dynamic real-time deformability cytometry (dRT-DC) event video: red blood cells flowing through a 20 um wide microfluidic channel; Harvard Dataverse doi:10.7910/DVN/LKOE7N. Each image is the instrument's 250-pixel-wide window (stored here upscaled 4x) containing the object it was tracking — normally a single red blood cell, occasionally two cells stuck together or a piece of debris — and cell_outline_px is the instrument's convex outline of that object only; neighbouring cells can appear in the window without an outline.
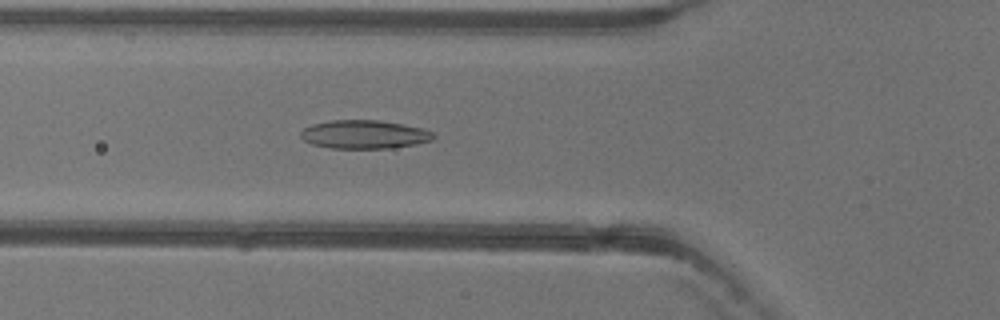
{"species": "common noctule bat (a hibernating species)", "species_latin": "Nyctalus noctula", "temperature_condition": "warm", "stored_images_in_passage": 50, "camera_frame_rate_fps": 3000, "um_per_image_px": 0.085, "animal": {"sex": "female"}, "frame": {"image": 1, "passage_image": 17, "time_ms": 5.333, "image_size_px": [1000, 320], "cell_outline_px": [[436, 136], [432, 140], [416, 144], [392, 148], [332, 148], [312, 144], [304, 140], [300, 136], [300, 132], [304, 128], [312, 124], [332, 120], [380, 120], [404, 124], [424, 128], [432, 132]], "centroid_in_image_um": [30.99, 11.42], "position_along_channel_um": 94.8, "area_um2": 22.14}}
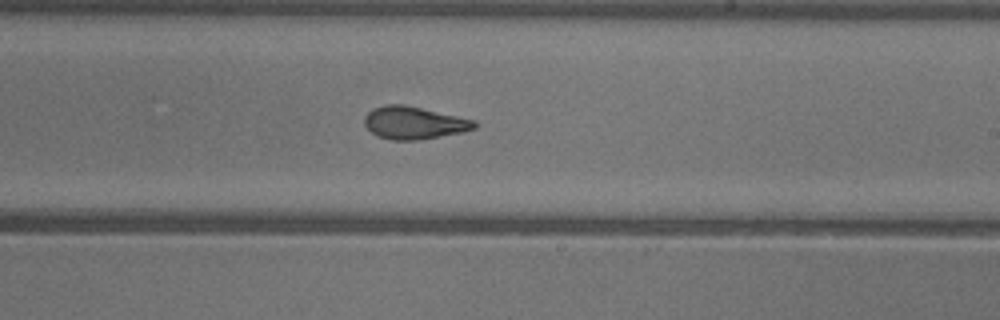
{"frame": {"image": 2, "passage_image": 29, "time_ms": 9.333, "image_size_px": [1000, 320], "cell_outline_px": [[476, 128], [464, 132], [420, 140], [392, 140], [376, 136], [364, 124], [364, 116], [372, 108], [384, 104], [404, 104], [476, 120]], "centroid_in_image_um": [35.18, 10.44], "position_along_channel_um": 253.8, "area_um2": 21.1}}
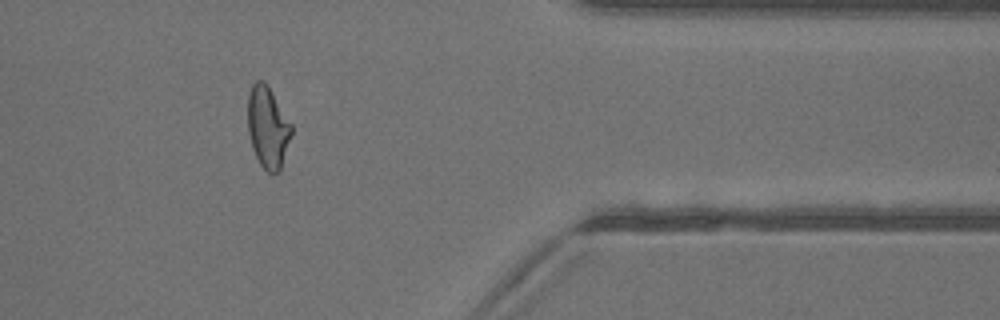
{"frame": {"image": 3, "passage_image": 41, "time_ms": 13.333, "image_size_px": [1000, 320], "cell_outline_px": [[292, 136], [280, 172], [272, 176], [260, 164], [252, 148], [248, 132], [248, 92], [252, 84], [256, 80], [264, 80], [268, 84], [292, 124]], "centroid_in_image_um": [22.78, 10.82], "position_along_channel_um": 388.6, "area_um2": 21.27}, "authors_computed_cell_mechanics": {"area_um2": 21.386, "velocity_mm_per_s": 3.9562, "shape_relaxation_time_tau1_ms": 11.3909, "shape_relaxation_time_tau2_ms": 1.4572, "deformation_change_tau1": 0.2994, "deformation_change_tau2": 0.0774}}